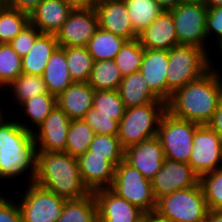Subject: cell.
Segmentation results:
<instances>
[{
	"label": "cell",
	"instance_id": "obj_2",
	"mask_svg": "<svg viewBox=\"0 0 222 222\" xmlns=\"http://www.w3.org/2000/svg\"><path fill=\"white\" fill-rule=\"evenodd\" d=\"M32 181L66 200L91 193L82 181L77 157L65 152L37 151Z\"/></svg>",
	"mask_w": 222,
	"mask_h": 222
},
{
	"label": "cell",
	"instance_id": "obj_8",
	"mask_svg": "<svg viewBox=\"0 0 222 222\" xmlns=\"http://www.w3.org/2000/svg\"><path fill=\"white\" fill-rule=\"evenodd\" d=\"M110 189L144 213L156 210L157 200L153 194L151 181L124 160L115 167Z\"/></svg>",
	"mask_w": 222,
	"mask_h": 222
},
{
	"label": "cell",
	"instance_id": "obj_45",
	"mask_svg": "<svg viewBox=\"0 0 222 222\" xmlns=\"http://www.w3.org/2000/svg\"><path fill=\"white\" fill-rule=\"evenodd\" d=\"M207 125L222 138V96L211 120Z\"/></svg>",
	"mask_w": 222,
	"mask_h": 222
},
{
	"label": "cell",
	"instance_id": "obj_39",
	"mask_svg": "<svg viewBox=\"0 0 222 222\" xmlns=\"http://www.w3.org/2000/svg\"><path fill=\"white\" fill-rule=\"evenodd\" d=\"M209 210H222V167L199 177Z\"/></svg>",
	"mask_w": 222,
	"mask_h": 222
},
{
	"label": "cell",
	"instance_id": "obj_32",
	"mask_svg": "<svg viewBox=\"0 0 222 222\" xmlns=\"http://www.w3.org/2000/svg\"><path fill=\"white\" fill-rule=\"evenodd\" d=\"M95 134L93 129L83 119L71 120L66 138L65 153L78 157L87 152Z\"/></svg>",
	"mask_w": 222,
	"mask_h": 222
},
{
	"label": "cell",
	"instance_id": "obj_11",
	"mask_svg": "<svg viewBox=\"0 0 222 222\" xmlns=\"http://www.w3.org/2000/svg\"><path fill=\"white\" fill-rule=\"evenodd\" d=\"M193 144L188 165L199 177L222 167V138L207 124L197 127Z\"/></svg>",
	"mask_w": 222,
	"mask_h": 222
},
{
	"label": "cell",
	"instance_id": "obj_35",
	"mask_svg": "<svg viewBox=\"0 0 222 222\" xmlns=\"http://www.w3.org/2000/svg\"><path fill=\"white\" fill-rule=\"evenodd\" d=\"M29 23L28 14L6 5L0 12V44L12 41Z\"/></svg>",
	"mask_w": 222,
	"mask_h": 222
},
{
	"label": "cell",
	"instance_id": "obj_30",
	"mask_svg": "<svg viewBox=\"0 0 222 222\" xmlns=\"http://www.w3.org/2000/svg\"><path fill=\"white\" fill-rule=\"evenodd\" d=\"M123 79L114 60H100L93 63L88 84L96 90H118Z\"/></svg>",
	"mask_w": 222,
	"mask_h": 222
},
{
	"label": "cell",
	"instance_id": "obj_36",
	"mask_svg": "<svg viewBox=\"0 0 222 222\" xmlns=\"http://www.w3.org/2000/svg\"><path fill=\"white\" fill-rule=\"evenodd\" d=\"M88 151L91 155L106 156L114 167L124 160V148L116 135L95 134Z\"/></svg>",
	"mask_w": 222,
	"mask_h": 222
},
{
	"label": "cell",
	"instance_id": "obj_7",
	"mask_svg": "<svg viewBox=\"0 0 222 222\" xmlns=\"http://www.w3.org/2000/svg\"><path fill=\"white\" fill-rule=\"evenodd\" d=\"M200 124L179 119L165 112L160 120L157 138L166 159L187 163L193 150V137Z\"/></svg>",
	"mask_w": 222,
	"mask_h": 222
},
{
	"label": "cell",
	"instance_id": "obj_54",
	"mask_svg": "<svg viewBox=\"0 0 222 222\" xmlns=\"http://www.w3.org/2000/svg\"><path fill=\"white\" fill-rule=\"evenodd\" d=\"M0 107H1V108H0V121H1V120L3 119V117L5 116V115H4L5 113L3 112L4 110H3V108H2L1 105H0ZM1 109H2V110H1Z\"/></svg>",
	"mask_w": 222,
	"mask_h": 222
},
{
	"label": "cell",
	"instance_id": "obj_41",
	"mask_svg": "<svg viewBox=\"0 0 222 222\" xmlns=\"http://www.w3.org/2000/svg\"><path fill=\"white\" fill-rule=\"evenodd\" d=\"M39 34V30L29 23L12 41L9 42V44L12 49L22 58L32 48L34 41Z\"/></svg>",
	"mask_w": 222,
	"mask_h": 222
},
{
	"label": "cell",
	"instance_id": "obj_23",
	"mask_svg": "<svg viewBox=\"0 0 222 222\" xmlns=\"http://www.w3.org/2000/svg\"><path fill=\"white\" fill-rule=\"evenodd\" d=\"M118 92L126 108L147 103H166L150 89L148 82L140 71L123 77Z\"/></svg>",
	"mask_w": 222,
	"mask_h": 222
},
{
	"label": "cell",
	"instance_id": "obj_24",
	"mask_svg": "<svg viewBox=\"0 0 222 222\" xmlns=\"http://www.w3.org/2000/svg\"><path fill=\"white\" fill-rule=\"evenodd\" d=\"M59 47L55 34L40 33L22 57V73L42 76L51 54Z\"/></svg>",
	"mask_w": 222,
	"mask_h": 222
},
{
	"label": "cell",
	"instance_id": "obj_46",
	"mask_svg": "<svg viewBox=\"0 0 222 222\" xmlns=\"http://www.w3.org/2000/svg\"><path fill=\"white\" fill-rule=\"evenodd\" d=\"M73 8H90L95 7L98 0H65Z\"/></svg>",
	"mask_w": 222,
	"mask_h": 222
},
{
	"label": "cell",
	"instance_id": "obj_47",
	"mask_svg": "<svg viewBox=\"0 0 222 222\" xmlns=\"http://www.w3.org/2000/svg\"><path fill=\"white\" fill-rule=\"evenodd\" d=\"M204 222H222V210H208Z\"/></svg>",
	"mask_w": 222,
	"mask_h": 222
},
{
	"label": "cell",
	"instance_id": "obj_1",
	"mask_svg": "<svg viewBox=\"0 0 222 222\" xmlns=\"http://www.w3.org/2000/svg\"><path fill=\"white\" fill-rule=\"evenodd\" d=\"M214 63L209 58L210 69L205 74L172 93L166 102L167 112L200 125L211 120L222 96V73Z\"/></svg>",
	"mask_w": 222,
	"mask_h": 222
},
{
	"label": "cell",
	"instance_id": "obj_44",
	"mask_svg": "<svg viewBox=\"0 0 222 222\" xmlns=\"http://www.w3.org/2000/svg\"><path fill=\"white\" fill-rule=\"evenodd\" d=\"M7 6L30 15L42 0H6Z\"/></svg>",
	"mask_w": 222,
	"mask_h": 222
},
{
	"label": "cell",
	"instance_id": "obj_53",
	"mask_svg": "<svg viewBox=\"0 0 222 222\" xmlns=\"http://www.w3.org/2000/svg\"><path fill=\"white\" fill-rule=\"evenodd\" d=\"M218 45V47H219V49H218V51L219 50H221V51H219V52H221L222 53V39L219 41V42H216ZM222 55V54H221Z\"/></svg>",
	"mask_w": 222,
	"mask_h": 222
},
{
	"label": "cell",
	"instance_id": "obj_3",
	"mask_svg": "<svg viewBox=\"0 0 222 222\" xmlns=\"http://www.w3.org/2000/svg\"><path fill=\"white\" fill-rule=\"evenodd\" d=\"M36 145L33 132L4 117L0 121V179L7 180L28 174L32 181L36 171ZM30 169V170H29Z\"/></svg>",
	"mask_w": 222,
	"mask_h": 222
},
{
	"label": "cell",
	"instance_id": "obj_33",
	"mask_svg": "<svg viewBox=\"0 0 222 222\" xmlns=\"http://www.w3.org/2000/svg\"><path fill=\"white\" fill-rule=\"evenodd\" d=\"M7 88L12 91L13 100L19 105L35 95L48 93L42 76L26 73H21Z\"/></svg>",
	"mask_w": 222,
	"mask_h": 222
},
{
	"label": "cell",
	"instance_id": "obj_50",
	"mask_svg": "<svg viewBox=\"0 0 222 222\" xmlns=\"http://www.w3.org/2000/svg\"><path fill=\"white\" fill-rule=\"evenodd\" d=\"M207 8L222 6V0H203L202 2Z\"/></svg>",
	"mask_w": 222,
	"mask_h": 222
},
{
	"label": "cell",
	"instance_id": "obj_6",
	"mask_svg": "<svg viewBox=\"0 0 222 222\" xmlns=\"http://www.w3.org/2000/svg\"><path fill=\"white\" fill-rule=\"evenodd\" d=\"M208 206L200 183L157 200L155 212L168 222H204Z\"/></svg>",
	"mask_w": 222,
	"mask_h": 222
},
{
	"label": "cell",
	"instance_id": "obj_43",
	"mask_svg": "<svg viewBox=\"0 0 222 222\" xmlns=\"http://www.w3.org/2000/svg\"><path fill=\"white\" fill-rule=\"evenodd\" d=\"M215 34V35H212ZM215 38L219 42L222 39V6L208 8L206 17V37ZM218 38V39H217Z\"/></svg>",
	"mask_w": 222,
	"mask_h": 222
},
{
	"label": "cell",
	"instance_id": "obj_34",
	"mask_svg": "<svg viewBox=\"0 0 222 222\" xmlns=\"http://www.w3.org/2000/svg\"><path fill=\"white\" fill-rule=\"evenodd\" d=\"M144 50L138 39L126 41L123 44L114 59L123 77L140 70Z\"/></svg>",
	"mask_w": 222,
	"mask_h": 222
},
{
	"label": "cell",
	"instance_id": "obj_21",
	"mask_svg": "<svg viewBox=\"0 0 222 222\" xmlns=\"http://www.w3.org/2000/svg\"><path fill=\"white\" fill-rule=\"evenodd\" d=\"M168 51L145 49L140 67L150 89L164 102H167Z\"/></svg>",
	"mask_w": 222,
	"mask_h": 222
},
{
	"label": "cell",
	"instance_id": "obj_15",
	"mask_svg": "<svg viewBox=\"0 0 222 222\" xmlns=\"http://www.w3.org/2000/svg\"><path fill=\"white\" fill-rule=\"evenodd\" d=\"M96 201L98 222H141L144 212L118 196L110 188L92 192Z\"/></svg>",
	"mask_w": 222,
	"mask_h": 222
},
{
	"label": "cell",
	"instance_id": "obj_9",
	"mask_svg": "<svg viewBox=\"0 0 222 222\" xmlns=\"http://www.w3.org/2000/svg\"><path fill=\"white\" fill-rule=\"evenodd\" d=\"M25 192V194H24ZM18 206L22 222H57L66 199L37 185L27 183Z\"/></svg>",
	"mask_w": 222,
	"mask_h": 222
},
{
	"label": "cell",
	"instance_id": "obj_12",
	"mask_svg": "<svg viewBox=\"0 0 222 222\" xmlns=\"http://www.w3.org/2000/svg\"><path fill=\"white\" fill-rule=\"evenodd\" d=\"M99 28L95 7L74 8L61 29L56 33L59 47H86Z\"/></svg>",
	"mask_w": 222,
	"mask_h": 222
},
{
	"label": "cell",
	"instance_id": "obj_37",
	"mask_svg": "<svg viewBox=\"0 0 222 222\" xmlns=\"http://www.w3.org/2000/svg\"><path fill=\"white\" fill-rule=\"evenodd\" d=\"M92 107L98 113L114 116L119 121L124 116L126 106L120 98L118 90H96L93 95Z\"/></svg>",
	"mask_w": 222,
	"mask_h": 222
},
{
	"label": "cell",
	"instance_id": "obj_51",
	"mask_svg": "<svg viewBox=\"0 0 222 222\" xmlns=\"http://www.w3.org/2000/svg\"><path fill=\"white\" fill-rule=\"evenodd\" d=\"M180 3H202L203 0H179Z\"/></svg>",
	"mask_w": 222,
	"mask_h": 222
},
{
	"label": "cell",
	"instance_id": "obj_4",
	"mask_svg": "<svg viewBox=\"0 0 222 222\" xmlns=\"http://www.w3.org/2000/svg\"><path fill=\"white\" fill-rule=\"evenodd\" d=\"M209 55L200 47L184 44L168 51L167 101L177 89L199 79L210 69Z\"/></svg>",
	"mask_w": 222,
	"mask_h": 222
},
{
	"label": "cell",
	"instance_id": "obj_10",
	"mask_svg": "<svg viewBox=\"0 0 222 222\" xmlns=\"http://www.w3.org/2000/svg\"><path fill=\"white\" fill-rule=\"evenodd\" d=\"M169 11L174 21L178 44L194 45L210 53L206 47L208 8L203 3H180Z\"/></svg>",
	"mask_w": 222,
	"mask_h": 222
},
{
	"label": "cell",
	"instance_id": "obj_13",
	"mask_svg": "<svg viewBox=\"0 0 222 222\" xmlns=\"http://www.w3.org/2000/svg\"><path fill=\"white\" fill-rule=\"evenodd\" d=\"M199 176L183 162L164 159L162 168L152 179V190L156 200L181 189L194 187Z\"/></svg>",
	"mask_w": 222,
	"mask_h": 222
},
{
	"label": "cell",
	"instance_id": "obj_38",
	"mask_svg": "<svg viewBox=\"0 0 222 222\" xmlns=\"http://www.w3.org/2000/svg\"><path fill=\"white\" fill-rule=\"evenodd\" d=\"M22 73V58L9 43L0 44V89L6 88Z\"/></svg>",
	"mask_w": 222,
	"mask_h": 222
},
{
	"label": "cell",
	"instance_id": "obj_26",
	"mask_svg": "<svg viewBox=\"0 0 222 222\" xmlns=\"http://www.w3.org/2000/svg\"><path fill=\"white\" fill-rule=\"evenodd\" d=\"M56 96L50 93L41 94L39 96L35 95L31 99L25 100L20 104V107L26 117L28 118L30 123L35 125L31 126L28 121L24 122L17 119L18 123L23 126L25 129L33 132L36 127H38L45 118L50 114L53 108L56 106ZM24 122V123H23Z\"/></svg>",
	"mask_w": 222,
	"mask_h": 222
},
{
	"label": "cell",
	"instance_id": "obj_5",
	"mask_svg": "<svg viewBox=\"0 0 222 222\" xmlns=\"http://www.w3.org/2000/svg\"><path fill=\"white\" fill-rule=\"evenodd\" d=\"M166 103H147L126 108L119 122L117 138L124 149L157 136Z\"/></svg>",
	"mask_w": 222,
	"mask_h": 222
},
{
	"label": "cell",
	"instance_id": "obj_40",
	"mask_svg": "<svg viewBox=\"0 0 222 222\" xmlns=\"http://www.w3.org/2000/svg\"><path fill=\"white\" fill-rule=\"evenodd\" d=\"M83 120L100 135H117L119 121L114 120V116H107L98 113V110L91 108L84 116Z\"/></svg>",
	"mask_w": 222,
	"mask_h": 222
},
{
	"label": "cell",
	"instance_id": "obj_17",
	"mask_svg": "<svg viewBox=\"0 0 222 222\" xmlns=\"http://www.w3.org/2000/svg\"><path fill=\"white\" fill-rule=\"evenodd\" d=\"M99 27L127 41L137 39L124 0H98L95 4Z\"/></svg>",
	"mask_w": 222,
	"mask_h": 222
},
{
	"label": "cell",
	"instance_id": "obj_31",
	"mask_svg": "<svg viewBox=\"0 0 222 222\" xmlns=\"http://www.w3.org/2000/svg\"><path fill=\"white\" fill-rule=\"evenodd\" d=\"M68 71L74 82H88L93 68V58L87 47H63Z\"/></svg>",
	"mask_w": 222,
	"mask_h": 222
},
{
	"label": "cell",
	"instance_id": "obj_52",
	"mask_svg": "<svg viewBox=\"0 0 222 222\" xmlns=\"http://www.w3.org/2000/svg\"><path fill=\"white\" fill-rule=\"evenodd\" d=\"M7 1L6 0H0V12L6 7Z\"/></svg>",
	"mask_w": 222,
	"mask_h": 222
},
{
	"label": "cell",
	"instance_id": "obj_20",
	"mask_svg": "<svg viewBox=\"0 0 222 222\" xmlns=\"http://www.w3.org/2000/svg\"><path fill=\"white\" fill-rule=\"evenodd\" d=\"M73 9L65 0H42L29 15V21L40 33L56 35Z\"/></svg>",
	"mask_w": 222,
	"mask_h": 222
},
{
	"label": "cell",
	"instance_id": "obj_42",
	"mask_svg": "<svg viewBox=\"0 0 222 222\" xmlns=\"http://www.w3.org/2000/svg\"><path fill=\"white\" fill-rule=\"evenodd\" d=\"M0 193V222H22L17 199L14 201L11 197H6L1 191Z\"/></svg>",
	"mask_w": 222,
	"mask_h": 222
},
{
	"label": "cell",
	"instance_id": "obj_48",
	"mask_svg": "<svg viewBox=\"0 0 222 222\" xmlns=\"http://www.w3.org/2000/svg\"><path fill=\"white\" fill-rule=\"evenodd\" d=\"M158 5L166 11H169L175 8L178 4H180L179 0H155Z\"/></svg>",
	"mask_w": 222,
	"mask_h": 222
},
{
	"label": "cell",
	"instance_id": "obj_25",
	"mask_svg": "<svg viewBox=\"0 0 222 222\" xmlns=\"http://www.w3.org/2000/svg\"><path fill=\"white\" fill-rule=\"evenodd\" d=\"M47 92L56 97L74 81L68 71L65 49L58 47L50 56L42 75Z\"/></svg>",
	"mask_w": 222,
	"mask_h": 222
},
{
	"label": "cell",
	"instance_id": "obj_27",
	"mask_svg": "<svg viewBox=\"0 0 222 222\" xmlns=\"http://www.w3.org/2000/svg\"><path fill=\"white\" fill-rule=\"evenodd\" d=\"M126 41V39L99 27L96 33L90 38L86 47L94 62L114 60Z\"/></svg>",
	"mask_w": 222,
	"mask_h": 222
},
{
	"label": "cell",
	"instance_id": "obj_28",
	"mask_svg": "<svg viewBox=\"0 0 222 222\" xmlns=\"http://www.w3.org/2000/svg\"><path fill=\"white\" fill-rule=\"evenodd\" d=\"M57 222H98L93 193L80 199L66 200Z\"/></svg>",
	"mask_w": 222,
	"mask_h": 222
},
{
	"label": "cell",
	"instance_id": "obj_19",
	"mask_svg": "<svg viewBox=\"0 0 222 222\" xmlns=\"http://www.w3.org/2000/svg\"><path fill=\"white\" fill-rule=\"evenodd\" d=\"M137 39L145 49L169 51L179 45L171 12L163 10Z\"/></svg>",
	"mask_w": 222,
	"mask_h": 222
},
{
	"label": "cell",
	"instance_id": "obj_29",
	"mask_svg": "<svg viewBox=\"0 0 222 222\" xmlns=\"http://www.w3.org/2000/svg\"><path fill=\"white\" fill-rule=\"evenodd\" d=\"M134 32L138 35L159 16L163 9L155 0H124Z\"/></svg>",
	"mask_w": 222,
	"mask_h": 222
},
{
	"label": "cell",
	"instance_id": "obj_18",
	"mask_svg": "<svg viewBox=\"0 0 222 222\" xmlns=\"http://www.w3.org/2000/svg\"><path fill=\"white\" fill-rule=\"evenodd\" d=\"M80 175L90 192L110 188L115 174V167L106 160V156L91 155L87 151L77 157Z\"/></svg>",
	"mask_w": 222,
	"mask_h": 222
},
{
	"label": "cell",
	"instance_id": "obj_14",
	"mask_svg": "<svg viewBox=\"0 0 222 222\" xmlns=\"http://www.w3.org/2000/svg\"><path fill=\"white\" fill-rule=\"evenodd\" d=\"M71 119L56 105L33 131L37 151L65 152Z\"/></svg>",
	"mask_w": 222,
	"mask_h": 222
},
{
	"label": "cell",
	"instance_id": "obj_16",
	"mask_svg": "<svg viewBox=\"0 0 222 222\" xmlns=\"http://www.w3.org/2000/svg\"><path fill=\"white\" fill-rule=\"evenodd\" d=\"M164 150L157 136L124 149V161L152 181L164 162Z\"/></svg>",
	"mask_w": 222,
	"mask_h": 222
},
{
	"label": "cell",
	"instance_id": "obj_49",
	"mask_svg": "<svg viewBox=\"0 0 222 222\" xmlns=\"http://www.w3.org/2000/svg\"><path fill=\"white\" fill-rule=\"evenodd\" d=\"M143 222H168L165 218L160 217L156 212L145 213Z\"/></svg>",
	"mask_w": 222,
	"mask_h": 222
},
{
	"label": "cell",
	"instance_id": "obj_22",
	"mask_svg": "<svg viewBox=\"0 0 222 222\" xmlns=\"http://www.w3.org/2000/svg\"><path fill=\"white\" fill-rule=\"evenodd\" d=\"M94 92L88 82H73L56 97V104L71 120L83 119L92 108Z\"/></svg>",
	"mask_w": 222,
	"mask_h": 222
}]
</instances>
